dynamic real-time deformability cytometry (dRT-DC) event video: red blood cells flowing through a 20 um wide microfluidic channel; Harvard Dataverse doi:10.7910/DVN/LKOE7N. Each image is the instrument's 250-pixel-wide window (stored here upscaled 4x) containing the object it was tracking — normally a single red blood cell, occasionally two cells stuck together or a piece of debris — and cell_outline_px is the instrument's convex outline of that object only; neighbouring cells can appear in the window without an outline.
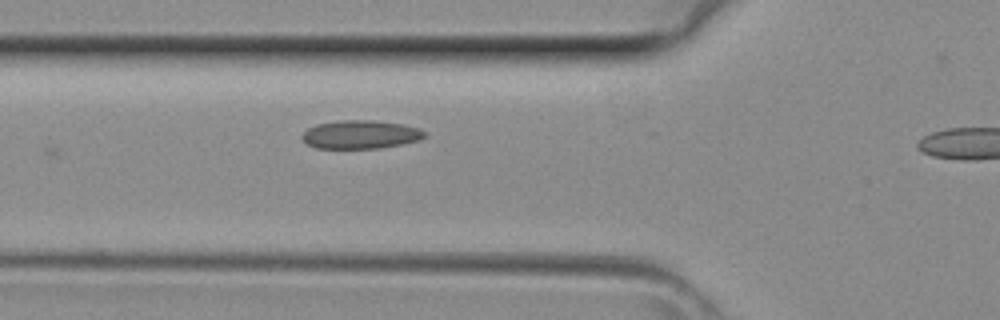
{"species": "common noctule bat (a hibernating species)", "species_latin": "Nyctalus noctula", "temperature_condition": "room temperature", "stored_images_in_passage": 3, "segment_of_instrument_passage": [1, 2], "camera_frame_rate_fps": 3000, "um_per_image_px": 0.085, "animal": {"sex": "female", "body_mass_g": 29.2, "forearm_length_mm": 56.3}, "frame": {"image": 1, "passage_image": 2, "time_ms": 0.333, "image_size_px": [1000, 320], "cell_outline_px": [[428, 136], [416, 140], [400, 144], [380, 148], [316, 148], [308, 144], [300, 136], [308, 128], [316, 124], [340, 120], [372, 120], [404, 124], [420, 128], [428, 132]], "centroid_in_image_um": [30.67, 11.42], "position_along_channel_um": 95.1, "area_um2": 20.35}}